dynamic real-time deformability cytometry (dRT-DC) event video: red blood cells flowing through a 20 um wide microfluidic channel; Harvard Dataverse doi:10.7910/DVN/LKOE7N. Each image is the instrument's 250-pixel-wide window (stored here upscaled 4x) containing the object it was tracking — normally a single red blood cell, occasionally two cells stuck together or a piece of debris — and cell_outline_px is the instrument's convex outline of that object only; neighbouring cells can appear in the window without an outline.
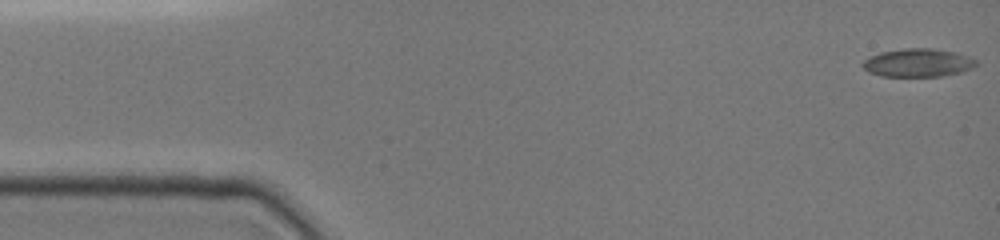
{"species": "common noctule bat (a hibernating species)", "species_latin": "Nyctalus noctula", "temperature_condition": "cold", "stored_images_in_passage": 11, "camera_frame_rate_fps": 3000, "um_per_image_px": 0.085, "animal": {"sex": "female", "body_mass_g": 19.0, "forearm_length_mm": 51.5}, "frame": {"image": 1, "passage_image": 1, "time_ms": 0.0, "image_size_px": [1000, 240], "cell_outline_px": [[980, 64], [972, 68], [960, 72], [940, 76], [880, 76], [868, 72], [860, 64], [864, 60], [880, 52], [904, 48], [932, 48], [956, 52], [968, 56], [976, 60]], "centroid_in_image_um": [78.03, 5.33], "position_along_channel_um": 7.0, "area_um2": 18.73}}
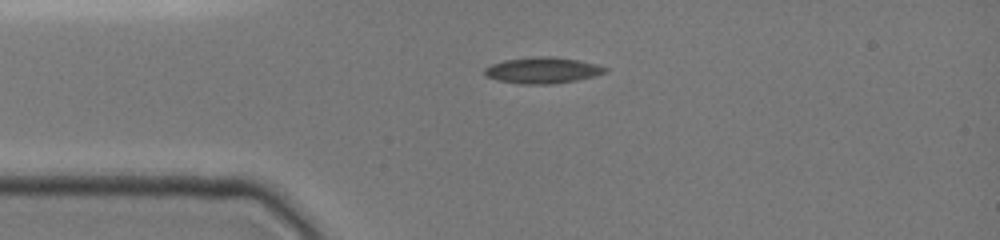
{"frame": {"image": 2, "passage_image": 7, "time_ms": 3.333, "image_size_px": [1000, 240], "cell_outline_px": [[608, 72], [576, 80], [548, 84], [516, 84], [496, 80], [484, 76], [484, 68], [492, 64], [504, 60], [532, 56], [552, 56], [576, 60], [596, 64], [608, 68]], "centroid_in_image_um": [46.06, 5.97], "position_along_channel_um": 38.9, "area_um2": 18.44}}
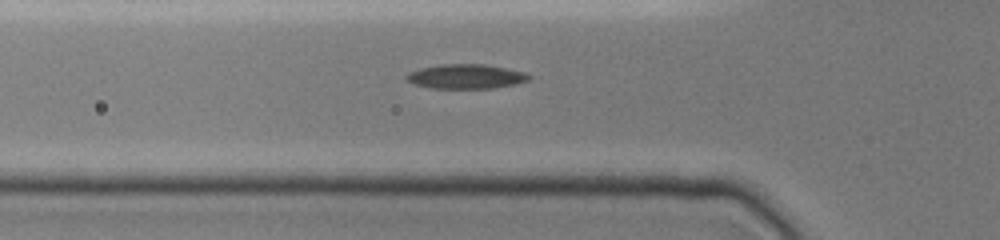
{"frame": {"image": 3, "passage_image": 10, "time_ms": 5.0, "image_size_px": [1000, 240], "cell_outline_px": [[532, 76], [528, 80], [516, 84], [492, 88], [432, 88], [416, 84], [408, 80], [404, 76], [408, 72], [420, 68], [440, 64], [484, 64], [508, 68], [528, 72]], "centroid_in_image_um": [39.65, 6.49], "position_along_channel_um": 86.2, "area_um2": 17.57}}